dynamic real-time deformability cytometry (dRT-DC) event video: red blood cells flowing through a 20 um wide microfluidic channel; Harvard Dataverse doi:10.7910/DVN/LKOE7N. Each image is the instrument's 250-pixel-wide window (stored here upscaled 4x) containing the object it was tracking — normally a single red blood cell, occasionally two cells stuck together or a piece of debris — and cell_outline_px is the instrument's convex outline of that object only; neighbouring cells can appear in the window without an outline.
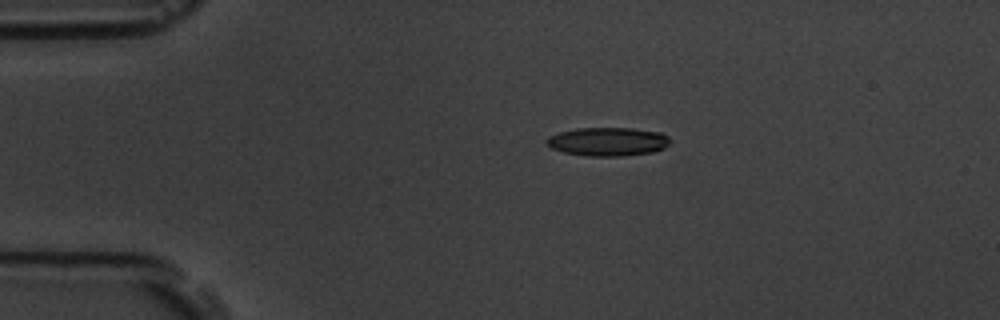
{"species": "common noctule bat (a hibernating species)", "species_latin": "Nyctalus noctula", "temperature_condition": "room temperature", "stored_images_in_passage": 6, "camera_frame_rate_fps": 3000, "um_per_image_px": 0.085, "animal": {"sex": "male", "body_mass_g": 19.5, "forearm_length_mm": 54.6}, "frame": {"image": 1, "passage_image": 3, "time_ms": 2.333, "image_size_px": [1000, 320], "cell_outline_px": [[668, 144], [664, 148], [652, 152], [620, 156], [584, 156], [564, 152], [552, 148], [544, 140], [548, 136], [560, 132], [576, 128], [632, 128], [660, 132], [668, 136]], "centroid_in_image_um": [51.64, 12.03], "position_along_channel_um": 33.4, "area_um2": 20.52}}
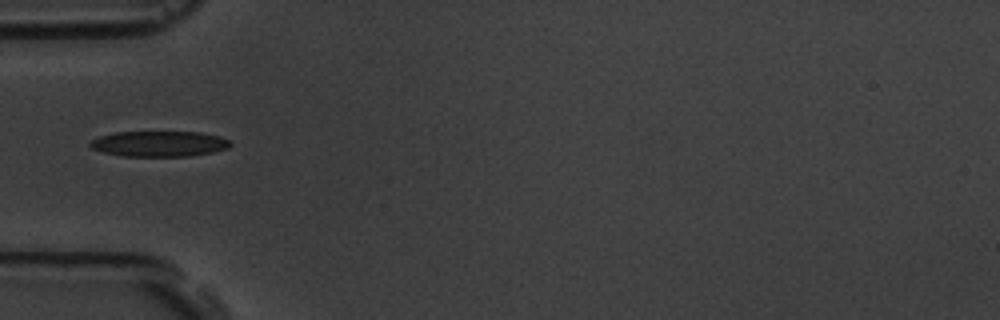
{"frame": {"image": 2, "passage_image": 5, "time_ms": 4.667, "image_size_px": [1000, 320], "cell_outline_px": [[232, 144], [228, 148], [212, 152], [188, 156], [124, 156], [104, 152], [92, 148], [88, 144], [92, 140], [100, 136], [116, 132], [200, 132], [220, 136], [228, 140]], "centroid_in_image_um": [13.55, 12.22], "position_along_channel_um": 71.5, "area_um2": 20.75}}
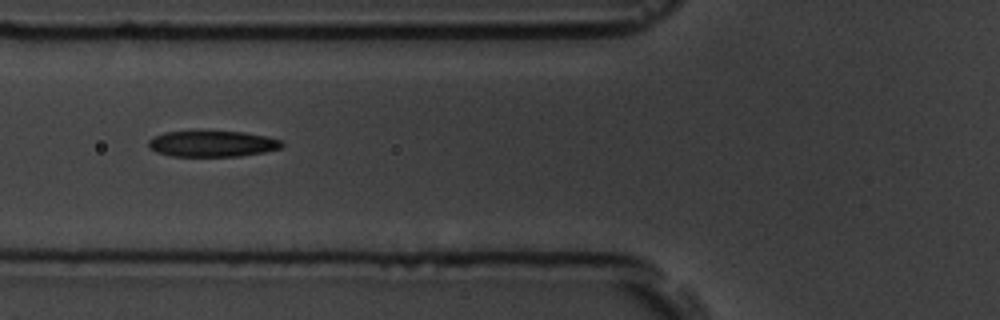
{"frame": {"image": 3, "passage_image": 6, "time_ms": 5.667, "image_size_px": [1000, 320], "cell_outline_px": [[284, 144], [280, 148], [264, 152], [240, 156], [172, 156], [156, 152], [148, 148], [148, 140], [152, 136], [164, 132], [244, 132], [268, 136], [280, 140]], "centroid_in_image_um": [18.02, 12.22], "position_along_channel_um": 107.8, "area_um2": 20.17}}